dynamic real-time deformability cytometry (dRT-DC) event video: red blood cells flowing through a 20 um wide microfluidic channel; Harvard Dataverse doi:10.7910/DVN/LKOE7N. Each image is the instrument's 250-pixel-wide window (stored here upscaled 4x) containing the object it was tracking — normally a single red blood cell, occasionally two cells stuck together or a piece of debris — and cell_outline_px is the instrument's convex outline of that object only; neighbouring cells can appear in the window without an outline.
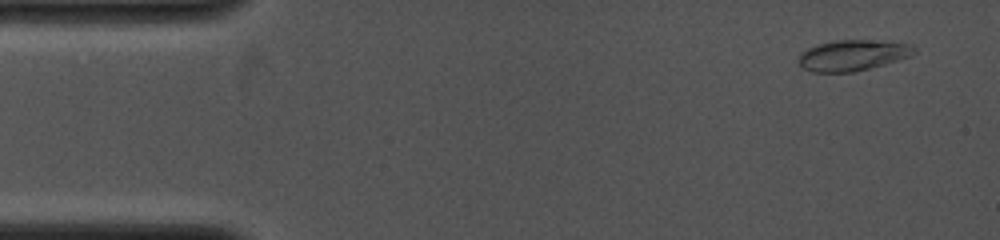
{"species": "common noctule bat (a hibernating species)", "species_latin": "Nyctalus noctula", "temperature_condition": "cold", "stored_images_in_passage": 12, "camera_frame_rate_fps": 4000, "um_per_image_px": 0.085, "animal": {"sex": "female", "body_mass_g": 19.0, "forearm_length_mm": 53.3}, "frame": {"image": 1, "passage_image": 3, "time_ms": 0.75, "image_size_px": [1000, 240], "cell_outline_px": [[916, 52], [912, 56], [884, 64], [852, 72], [812, 72], [804, 68], [800, 64], [800, 52], [808, 48], [820, 44], [836, 40], [880, 40], [912, 44], [916, 48]], "centroid_in_image_um": [72.53, 4.69], "position_along_channel_um": 12.5, "area_um2": 20.69}}
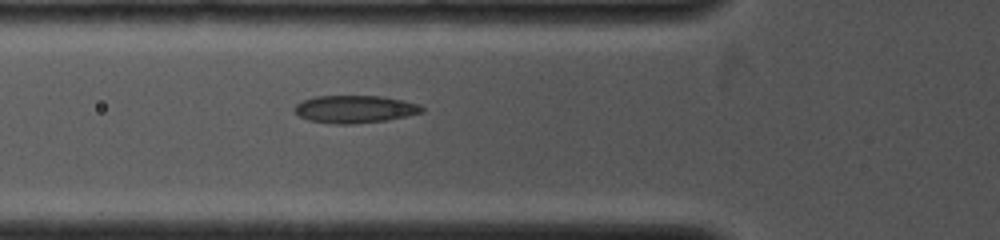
{"frame": {"image": 2, "passage_image": 12, "time_ms": 5.0, "image_size_px": [1000, 240], "cell_outline_px": [[424, 112], [408, 116], [384, 120], [352, 124], [332, 124], [308, 120], [300, 116], [292, 108], [296, 104], [304, 100], [316, 96], [384, 96], [404, 100], [420, 104], [424, 108]], "centroid_in_image_um": [30.18, 9.27], "position_along_channel_um": 95.6, "area_um2": 20.58}}